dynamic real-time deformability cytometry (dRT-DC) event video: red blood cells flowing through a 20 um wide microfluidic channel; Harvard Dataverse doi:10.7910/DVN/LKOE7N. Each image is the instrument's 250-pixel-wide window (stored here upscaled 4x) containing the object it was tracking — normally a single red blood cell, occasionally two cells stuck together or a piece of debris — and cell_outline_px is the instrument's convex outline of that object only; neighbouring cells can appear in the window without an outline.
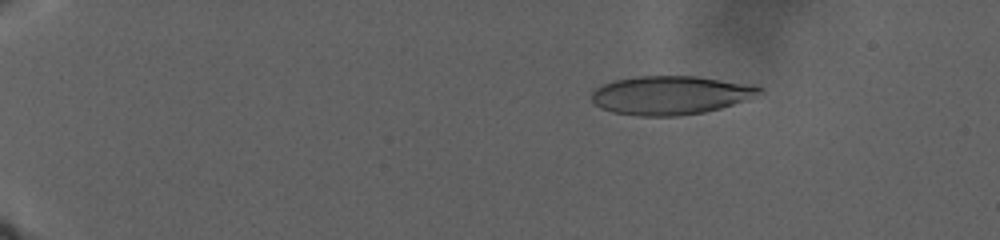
{"species": "human", "species_latin": "Homo sapiens", "temperature_condition": "warm", "stored_images_in_passage": 68, "camera_frame_rate_fps": 3000, "um_per_image_px": 0.085, "donor": {"sex": "male"}, "frame": {"image": 1, "passage_image": 10, "time_ms": 6.333, "image_size_px": [1000, 240], "cell_outline_px": [[764, 92], [744, 100], [720, 108], [704, 112], [676, 116], [640, 116], [612, 112], [600, 108], [592, 100], [592, 92], [596, 88], [612, 80], [636, 76], [696, 76], [760, 84], [764, 88]], "centroid_in_image_um": [57.05, 8.07], "position_along_channel_um": 28.0, "area_um2": 38.21}}
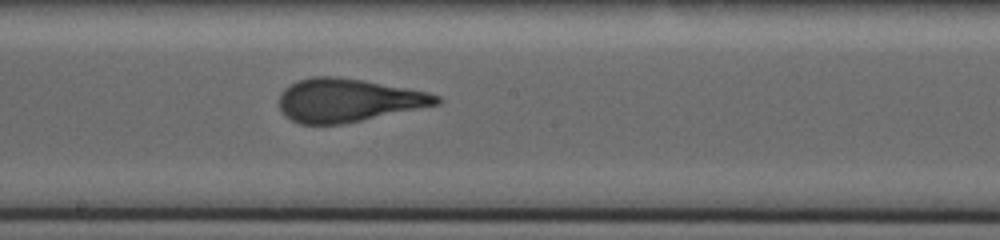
{"frame": {"image": 2, "passage_image": 43, "time_ms": 22.667, "image_size_px": [1000, 240], "cell_outline_px": [[444, 100], [440, 104], [340, 124], [300, 124], [284, 116], [280, 108], [280, 92], [284, 88], [296, 80], [312, 76], [340, 76], [364, 80], [428, 92], [440, 96]], "centroid_in_image_um": [29.56, 8.5], "position_along_channel_um": 218.6, "area_um2": 39.71}}
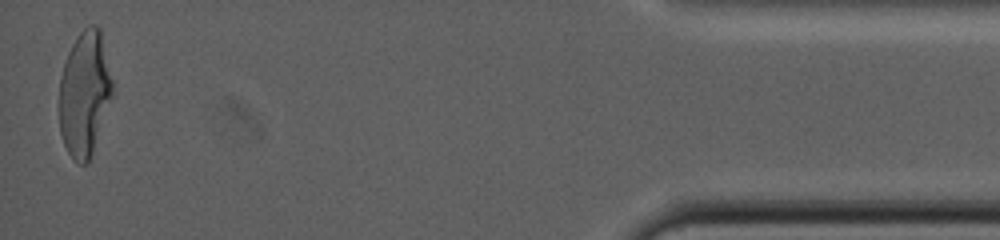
{"frame": {"image": 3, "passage_image": 68, "time_ms": 36.667, "image_size_px": [1000, 240], "cell_outline_px": [[112, 92], [88, 164], [80, 164], [72, 160], [64, 144], [60, 132], [60, 80], [64, 64], [68, 52], [76, 36], [88, 24], [96, 24], [100, 28], [112, 80]], "centroid_in_image_um": [7.17, 7.93], "position_along_channel_um": 428.0, "area_um2": 38.09}}